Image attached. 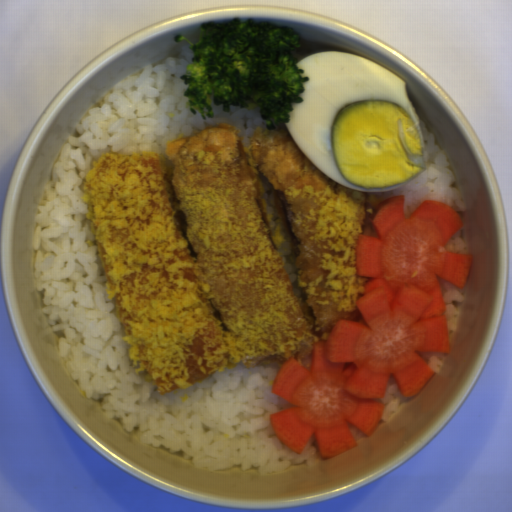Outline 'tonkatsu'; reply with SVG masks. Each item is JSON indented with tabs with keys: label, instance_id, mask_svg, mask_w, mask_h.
<instances>
[{
	"label": "tonkatsu",
	"instance_id": "obj_1",
	"mask_svg": "<svg viewBox=\"0 0 512 512\" xmlns=\"http://www.w3.org/2000/svg\"><path fill=\"white\" fill-rule=\"evenodd\" d=\"M149 150L104 152L81 186L126 352L137 375L167 394L235 366L309 370L315 343L357 301L360 235L376 236V192L340 185L304 154L286 123L244 144L220 123ZM274 185L293 244L291 288L283 238L259 175Z\"/></svg>",
	"mask_w": 512,
	"mask_h": 512
}]
</instances>
